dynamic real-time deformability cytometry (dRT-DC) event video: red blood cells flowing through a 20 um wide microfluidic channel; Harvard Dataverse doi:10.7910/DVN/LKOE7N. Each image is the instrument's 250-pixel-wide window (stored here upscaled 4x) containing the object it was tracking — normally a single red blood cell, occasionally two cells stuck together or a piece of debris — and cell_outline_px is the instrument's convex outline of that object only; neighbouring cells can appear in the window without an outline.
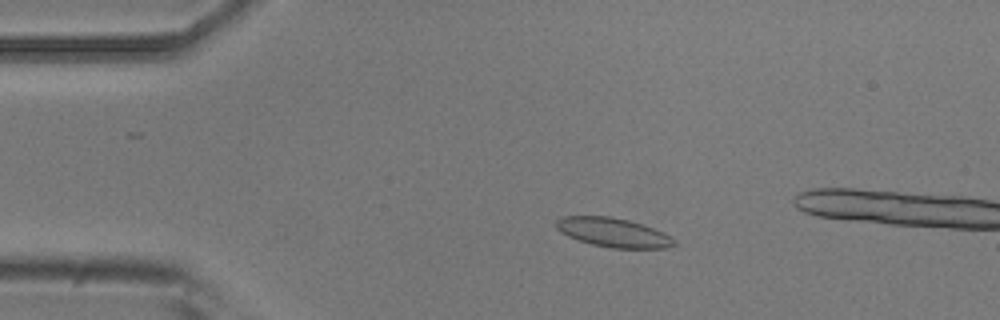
{"species": "common noctule bat (a hibernating species)", "species_latin": "Nyctalus noctula", "temperature_condition": "room temperature", "stored_images_in_passage": 5, "camera_frame_rate_fps": 3000, "um_per_image_px": 0.085, "animal": {"sex": "male", "body_mass_g": 20.5, "forearm_length_mm": 52.5}, "frame": {"image": 1, "passage_image": 3, "time_ms": 2.333, "image_size_px": [1000, 320], "cell_outline_px": [[676, 244], [668, 248], [612, 248], [592, 244], [568, 236], [560, 232], [556, 228], [556, 220], [560, 216], [612, 216], [628, 220], [664, 232], [676, 240]], "centroid_in_image_um": [52.12, 19.76], "position_along_channel_um": 32.9, "area_um2": 20.0}}